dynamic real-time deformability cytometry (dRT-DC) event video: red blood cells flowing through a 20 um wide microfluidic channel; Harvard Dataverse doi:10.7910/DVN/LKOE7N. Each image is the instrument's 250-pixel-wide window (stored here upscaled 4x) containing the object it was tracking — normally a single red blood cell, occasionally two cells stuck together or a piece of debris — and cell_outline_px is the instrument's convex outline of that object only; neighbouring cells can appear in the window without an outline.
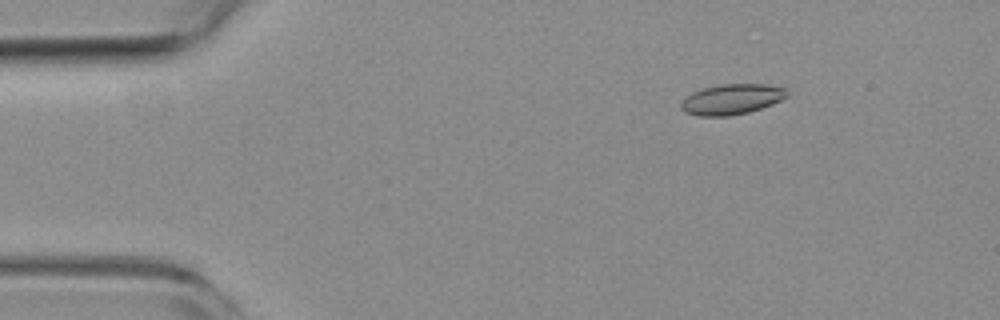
{"species": "common noctule bat (a hibernating species)", "species_latin": "Nyctalus noctula", "temperature_condition": "room temperature", "stored_images_in_passage": 7, "camera_frame_rate_fps": 3000, "um_per_image_px": 0.085, "animal": {"sex": "female", "body_mass_g": 19.3, "forearm_length_mm": 54.1}, "frame": {"image": 1, "passage_image": 2, "time_ms": 1.333, "image_size_px": [1000, 320], "cell_outline_px": [[788, 96], [772, 104], [748, 112], [728, 116], [700, 116], [684, 112], [680, 108], [680, 104], [692, 92], [704, 88], [720, 84], [764, 84], [784, 88], [788, 92]], "centroid_in_image_um": [62.18, 8.44], "position_along_channel_um": 22.8, "area_um2": 18.61}}